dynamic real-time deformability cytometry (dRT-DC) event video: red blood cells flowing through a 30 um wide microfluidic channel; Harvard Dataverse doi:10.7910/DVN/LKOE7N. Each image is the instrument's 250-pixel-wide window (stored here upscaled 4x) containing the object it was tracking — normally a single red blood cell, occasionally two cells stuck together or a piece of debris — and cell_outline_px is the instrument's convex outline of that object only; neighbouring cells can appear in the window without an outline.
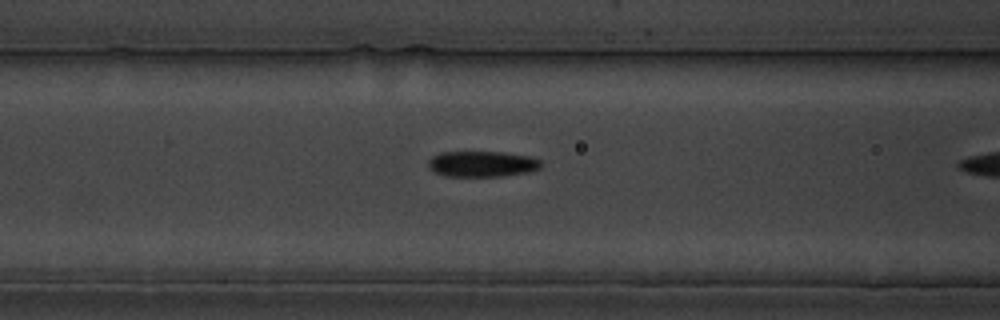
{"species": "common noctule bat (a hibernating species)", "species_latin": "Nyctalus noctula", "temperature_condition": "cold", "stored_images_in_passage": 11, "camera_frame_rate_fps": 3000, "um_per_image_px": 0.085, "animal": {"sex": "male", "body_mass_g": 19.5, "forearm_length_mm": 54.6}, "frame": {"image": 1, "passage_image": 10, "time_ms": 3.0, "image_size_px": [1000, 320], "cell_outline_px": [[540, 168], [528, 172], [504, 176], [444, 176], [428, 168], [428, 160], [432, 156], [440, 152], [504, 152], [528, 156], [540, 160]], "centroid_in_image_um": [40.94, 13.93], "position_along_channel_um": 125.7, "area_um2": 16.94}}